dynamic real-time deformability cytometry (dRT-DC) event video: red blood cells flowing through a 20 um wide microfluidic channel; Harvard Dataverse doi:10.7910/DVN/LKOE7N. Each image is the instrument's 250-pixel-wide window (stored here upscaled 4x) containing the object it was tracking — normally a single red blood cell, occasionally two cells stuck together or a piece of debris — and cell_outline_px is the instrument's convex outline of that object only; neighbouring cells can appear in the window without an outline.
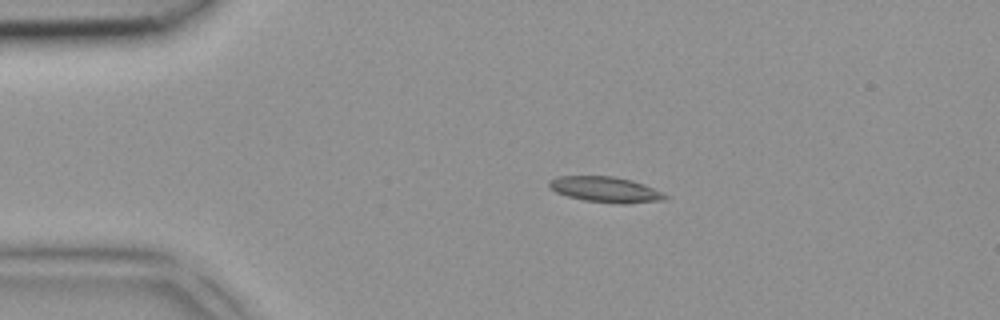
{"species": "common noctule bat (a hibernating species)", "species_latin": "Nyctalus noctula", "temperature_condition": "room temperature", "stored_images_in_passage": 4, "camera_frame_rate_fps": 3000, "um_per_image_px": 0.085, "animal": {"sex": "female", "body_mass_g": 18.4}, "frame": {"image": 1, "passage_image": 3, "time_ms": 0.667, "image_size_px": [1000, 320], "cell_outline_px": [[668, 196], [664, 200], [628, 204], [620, 204], [584, 200], [568, 196], [556, 192], [548, 184], [548, 180], [560, 176], [612, 176], [632, 180], [644, 184], [664, 192]], "centroid_in_image_um": [51.51, 16.11], "position_along_channel_um": 33.5, "area_um2": 17.34}}